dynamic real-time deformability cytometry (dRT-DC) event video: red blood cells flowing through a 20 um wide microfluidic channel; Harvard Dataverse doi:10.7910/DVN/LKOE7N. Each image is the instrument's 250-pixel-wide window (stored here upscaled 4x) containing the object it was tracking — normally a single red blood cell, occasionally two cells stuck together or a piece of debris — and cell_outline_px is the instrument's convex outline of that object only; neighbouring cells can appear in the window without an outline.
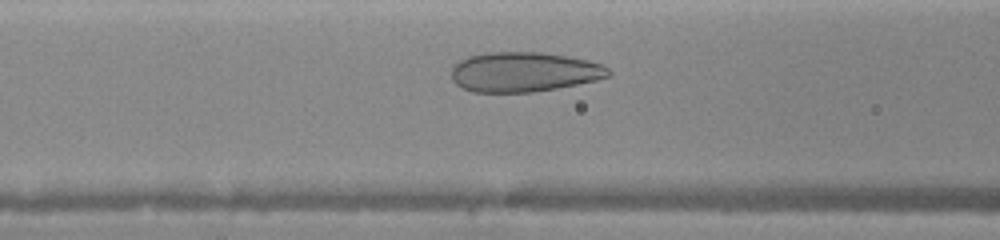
{"species": "human", "species_latin": "Homo sapiens", "temperature_condition": "warm", "stored_images_in_passage": 32, "camera_frame_rate_fps": 3000, "um_per_image_px": 0.085, "donor": {"sex": "female"}, "frame": {"image": 1, "passage_image": 7, "time_ms": 1.333, "image_size_px": [1000, 240], "cell_outline_px": [[612, 72], [608, 76], [596, 80], [556, 88], [532, 92], [472, 92], [456, 84], [452, 80], [452, 68], [460, 60], [468, 56], [488, 52], [540, 52], [588, 60], [600, 64], [608, 68]], "centroid_in_image_um": [44.51, 6.11], "position_along_channel_um": 122.1, "area_um2": 36.18}}
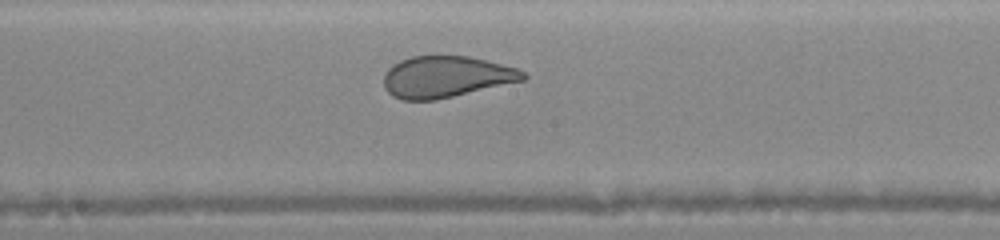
{"frame": {"image": 2, "passage_image": 16, "time_ms": 3.333, "image_size_px": [1000, 240], "cell_outline_px": [[528, 76], [524, 80], [436, 100], [400, 100], [392, 96], [384, 88], [384, 72], [392, 64], [400, 60], [412, 56], [468, 56], [516, 68], [524, 72]], "centroid_in_image_um": [37.86, 6.53], "position_along_channel_um": 210.3, "area_um2": 33.58}}
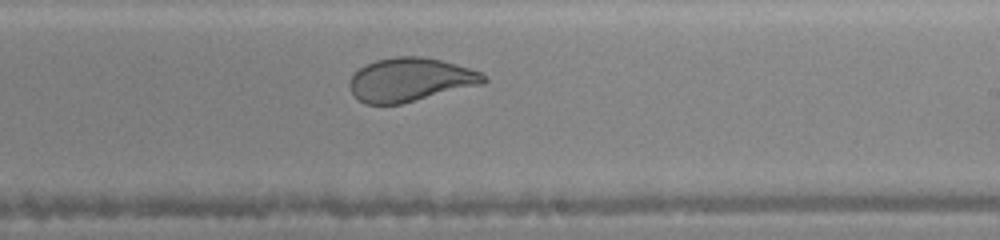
{"frame": {"image": 3, "passage_image": 21, "time_ms": 4.333, "image_size_px": [1000, 240], "cell_outline_px": [[488, 80], [484, 84], [400, 104], [364, 104], [352, 92], [348, 84], [352, 76], [364, 64], [376, 60], [396, 56], [420, 56], [440, 60], [456, 64], [480, 72], [488, 76]], "centroid_in_image_um": [34.89, 6.77], "position_along_channel_um": 254.1, "area_um2": 34.04}}